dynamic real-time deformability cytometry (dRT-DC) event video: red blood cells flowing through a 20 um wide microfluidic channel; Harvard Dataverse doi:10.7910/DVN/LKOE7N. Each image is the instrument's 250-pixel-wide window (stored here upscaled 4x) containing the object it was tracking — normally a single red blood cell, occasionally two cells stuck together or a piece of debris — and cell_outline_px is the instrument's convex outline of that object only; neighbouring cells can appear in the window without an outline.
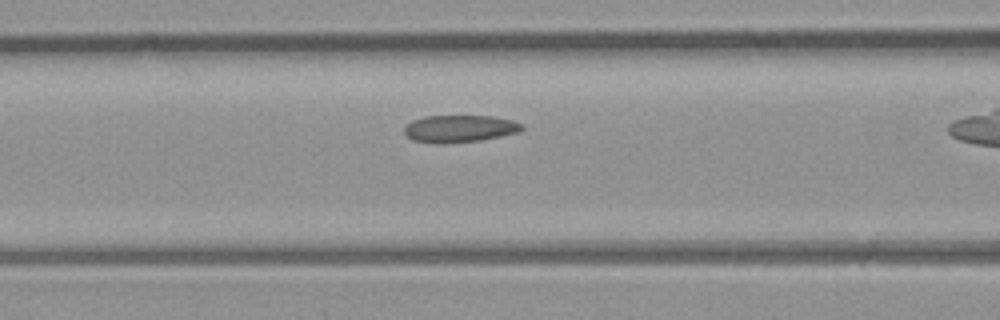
{"species": "common noctule bat (a hibernating species)", "species_latin": "Nyctalus noctula", "temperature_condition": "room temperature", "stored_images_in_passage": 26, "camera_frame_rate_fps": 3000, "um_per_image_px": 0.085, "animal": {"sex": "male", "body_mass_g": 23.1, "forearm_length_mm": 52.7}, "frame": {"image": 1, "passage_image": 8, "time_ms": 2.333, "image_size_px": [1000, 320], "cell_outline_px": [[524, 128], [520, 132], [480, 140], [444, 144], [436, 144], [412, 140], [404, 132], [404, 128], [412, 120], [424, 116], [492, 116], [512, 120], [524, 124]], "centroid_in_image_um": [39.07, 10.94], "position_along_channel_um": 127.5, "area_um2": 18.79}}
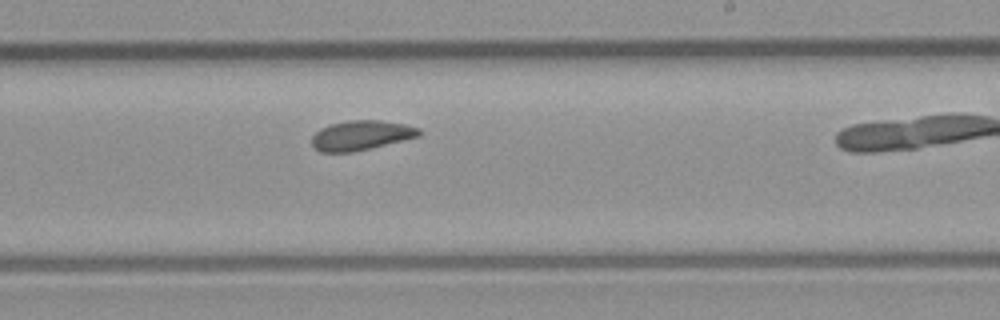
{"frame": {"image": 2, "passage_image": 17, "time_ms": 5.333, "image_size_px": [1000, 320], "cell_outline_px": [[420, 136], [372, 148], [352, 152], [320, 152], [312, 144], [312, 136], [320, 128], [332, 124], [348, 120], [380, 120], [404, 124], [420, 128]], "centroid_in_image_um": [30.7, 11.5], "position_along_channel_um": 258.3, "area_um2": 18.5}}
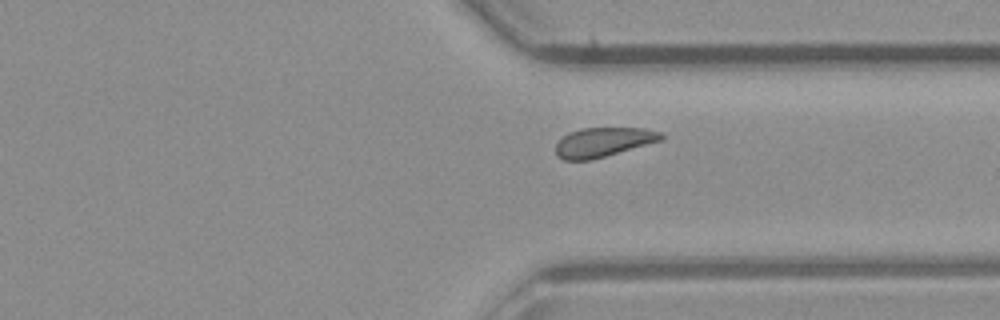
{"frame": {"image": 3, "passage_image": 24, "time_ms": 7.667, "image_size_px": [1000, 320], "cell_outline_px": [[664, 140], [592, 160], [564, 160], [556, 156], [556, 144], [568, 132], [580, 128], [644, 128], [664, 132]], "centroid_in_image_um": [51.32, 12.08], "position_along_channel_um": 360.1, "area_um2": 18.32}}